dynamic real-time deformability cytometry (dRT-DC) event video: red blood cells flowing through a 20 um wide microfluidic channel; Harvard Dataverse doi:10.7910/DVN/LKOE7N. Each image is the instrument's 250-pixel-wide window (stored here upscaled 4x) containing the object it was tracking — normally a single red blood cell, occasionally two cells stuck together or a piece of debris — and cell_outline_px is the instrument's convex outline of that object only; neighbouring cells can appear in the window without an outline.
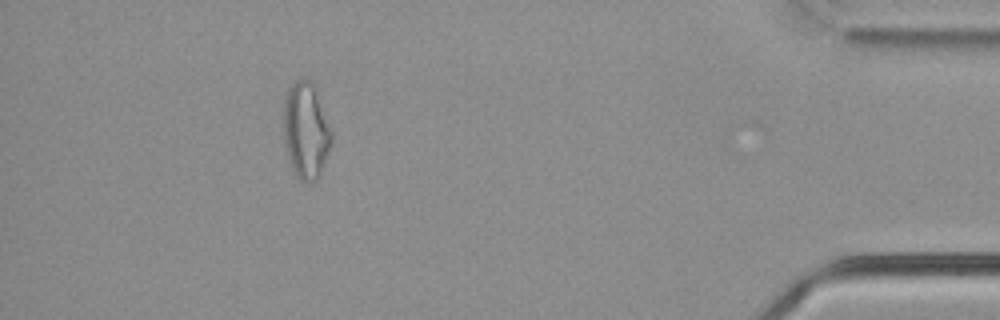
{"species": "common noctule bat (a hibernating species)", "species_latin": "Nyctalus noctula", "temperature_condition": "cold", "stored_images_in_passage": 45, "camera_frame_rate_fps": 3000, "um_per_image_px": 0.085, "animal": {"sex": "male", "body_mass_g": 21.5, "forearm_length_mm": 52.0}, "frame": {"image": 1, "passage_image": 40, "time_ms": 13.0, "image_size_px": [1000, 320], "cell_outline_px": [[332, 144], [320, 172], [316, 180], [300, 180], [296, 176], [292, 168], [284, 136], [284, 100], [288, 88], [296, 80], [312, 80], [316, 88], [332, 128]], "centroid_in_image_um": [26.03, 11.04], "position_along_channel_um": 409.2, "area_um2": 26.76}, "authors_computed_cell_mechanics": {"area_um2": 19.941, "velocity_mm_per_s": 2.469, "shape_relaxation_time_tau1_ms": 2.5871, "shape_relaxation_time_tau2_ms": null, "deformation_change_tau1": 0.1928, "deformation_change_tau2": null}}